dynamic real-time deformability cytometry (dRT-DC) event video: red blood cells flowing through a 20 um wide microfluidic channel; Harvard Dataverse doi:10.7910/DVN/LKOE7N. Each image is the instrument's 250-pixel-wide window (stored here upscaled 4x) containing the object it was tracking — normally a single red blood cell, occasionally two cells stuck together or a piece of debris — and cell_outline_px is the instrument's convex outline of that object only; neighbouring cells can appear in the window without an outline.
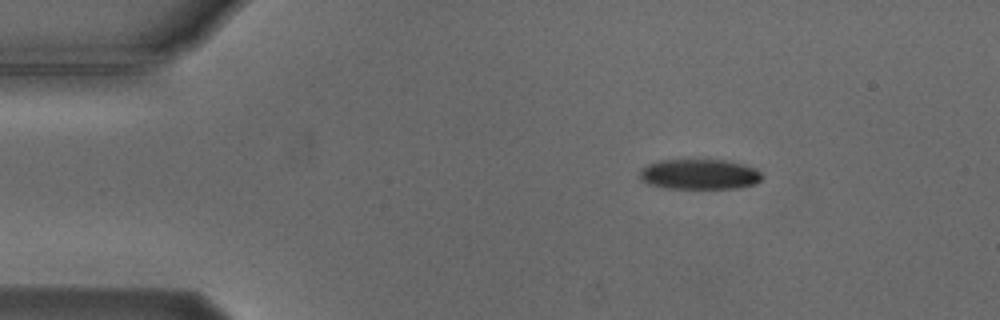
{"species": "Egyptian fruit bat (a non-hibernating species)", "species_latin": "Rousettus aegyptiacus", "temperature_condition": "cold", "stored_images_in_passage": 3, "camera_frame_rate_fps": 3000, "um_per_image_px": 0.085, "animal": {"sex": "male"}, "frame": {"image": 1, "passage_image": 3, "time_ms": 3.333, "image_size_px": [1000, 320], "cell_outline_px": [[764, 176], [756, 184], [740, 188], [664, 188], [648, 184], [640, 180], [640, 168], [648, 164], [660, 160], [724, 160], [744, 164], [756, 168]], "centroid_in_image_um": [59.46, 14.82], "position_along_channel_um": 25.5, "area_um2": 21.79}}